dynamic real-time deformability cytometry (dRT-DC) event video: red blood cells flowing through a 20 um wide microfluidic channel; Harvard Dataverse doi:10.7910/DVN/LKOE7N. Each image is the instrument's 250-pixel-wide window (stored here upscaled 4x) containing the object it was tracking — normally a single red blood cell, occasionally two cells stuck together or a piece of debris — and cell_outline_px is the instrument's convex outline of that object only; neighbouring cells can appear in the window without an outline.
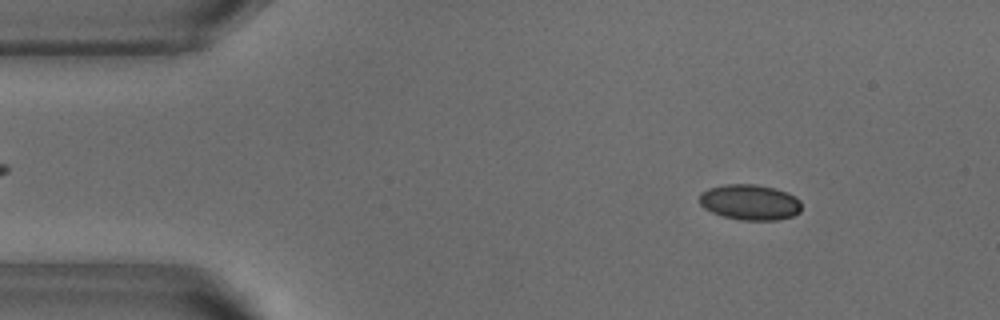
{"species": "common noctule bat (a hibernating species)", "species_latin": "Nyctalus noctula", "temperature_condition": "warm", "stored_images_in_passage": 51, "camera_frame_rate_fps": 3000, "um_per_image_px": 0.085, "animal": {"sex": "male", "body_mass_g": 18.8}, "frame": {"image": 1, "passage_image": 6, "time_ms": 1.667, "image_size_px": [1000, 320], "cell_outline_px": [[800, 212], [792, 216], [776, 220], [740, 220], [724, 216], [712, 212], [704, 208], [700, 204], [700, 192], [708, 188], [724, 184], [756, 184], [776, 188], [788, 192], [796, 196], [800, 200]], "centroid_in_image_um": [63.75, 17.17], "position_along_channel_um": 21.3, "area_um2": 21.33}}
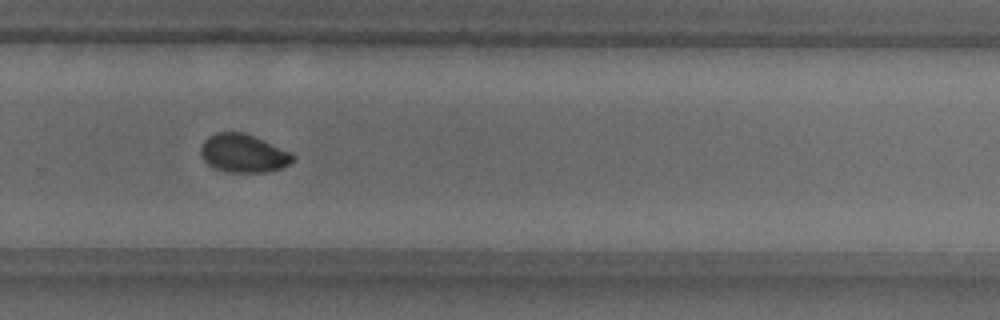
{"frame": {"image": 2, "passage_image": 34, "time_ms": 11.0, "image_size_px": [1000, 320], "cell_outline_px": [[296, 156], [288, 164], [280, 168], [264, 172], [224, 172], [212, 168], [200, 156], [200, 148], [204, 140], [208, 136], [216, 132], [244, 132], [292, 152]], "centroid_in_image_um": [20.65, 13.03], "position_along_channel_um": 309.2, "area_um2": 20.69}}
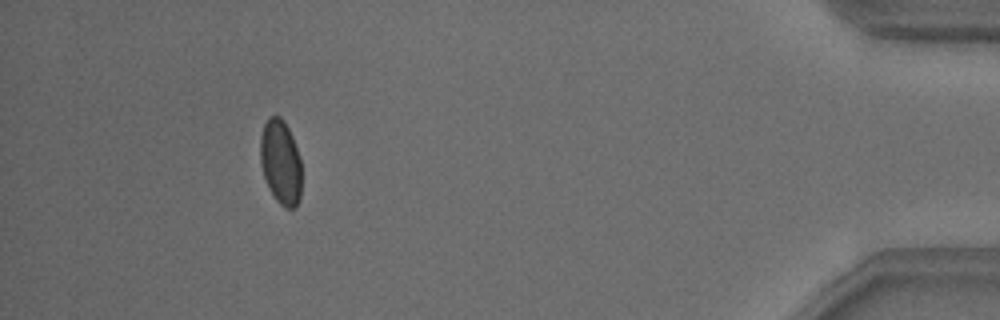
{"frame": {"image": 3, "passage_image": 47, "time_ms": 15.333, "image_size_px": [1000, 320], "cell_outline_px": [[300, 200], [296, 208], [284, 208], [276, 200], [264, 176], [260, 164], [260, 136], [264, 124], [272, 116], [280, 116], [284, 120], [292, 136], [300, 160]], "centroid_in_image_um": [23.85, 13.79], "position_along_channel_um": 411.4, "area_um2": 20.17}, "authors_computed_cell_mechanics": {"area_um2": 20.808, "velocity_mm_per_s": 3.8239, "shape_relaxation_time_tau1_ms": 5.2836, "shape_relaxation_time_tau2_ms": 0.9864, "deformation_change_tau1": 0.1065, "deformation_change_tau2": 0.0295}}